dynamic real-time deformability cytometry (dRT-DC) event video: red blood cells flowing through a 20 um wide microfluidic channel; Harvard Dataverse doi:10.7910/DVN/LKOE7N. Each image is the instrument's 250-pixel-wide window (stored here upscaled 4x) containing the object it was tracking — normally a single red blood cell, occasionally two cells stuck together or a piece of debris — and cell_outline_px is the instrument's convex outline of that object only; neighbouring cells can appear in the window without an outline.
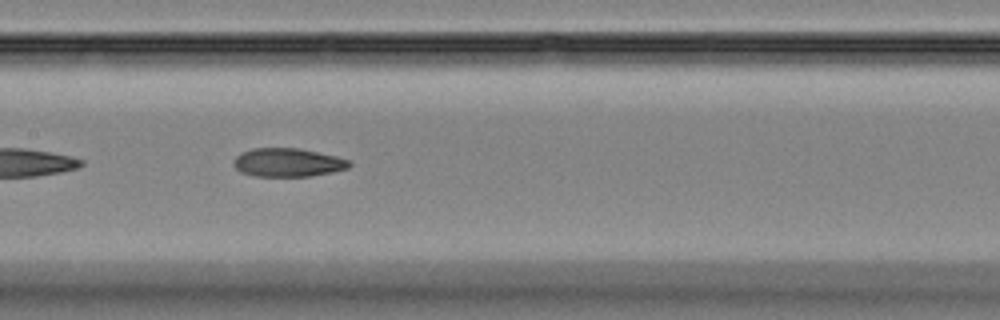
{"species": "Egyptian fruit bat (a non-hibernating species)", "species_latin": "Rousettus aegyptiacus", "temperature_condition": "room temperature", "stored_images_in_passage": 38, "segment_of_instrument_passage": [2, 2], "camera_frame_rate_fps": 3000, "um_per_image_px": 0.085, "animal": {"sex": "female"}, "frame": {"image": 1, "passage_image": 18, "time_ms": 5.667, "image_size_px": [1000, 320], "cell_outline_px": [[352, 164], [348, 168], [332, 172], [312, 176], [256, 176], [240, 172], [232, 164], [232, 160], [240, 152], [252, 148], [300, 148], [336, 156], [348, 160]], "centroid_in_image_um": [24.43, 13.8], "position_along_channel_um": 183.0, "area_um2": 19.36}}
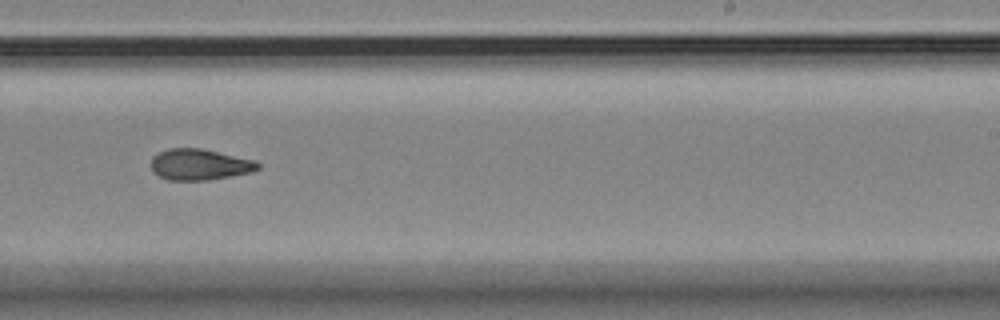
{"frame": {"image": 2, "passage_image": 25, "time_ms": 8.0, "image_size_px": [1000, 320], "cell_outline_px": [[260, 168], [252, 172], [208, 180], [168, 180], [152, 172], [152, 156], [168, 148], [200, 148], [256, 160], [260, 164]], "centroid_in_image_um": [16.98, 13.98], "position_along_channel_um": 272.0, "area_um2": 19.36}}
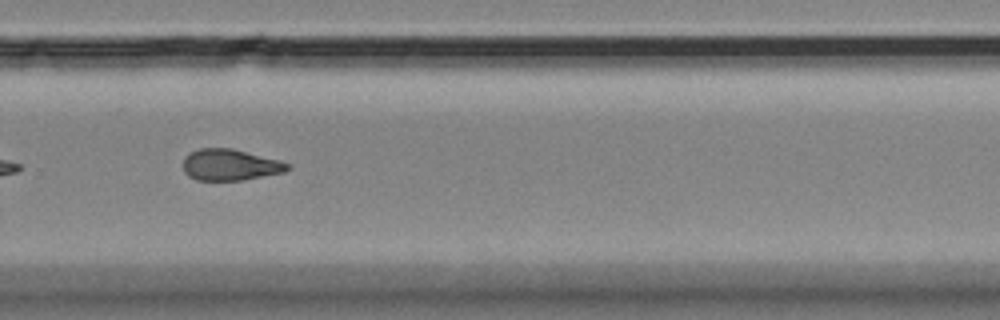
{"frame": {"image": 3, "passage_image": 28, "time_ms": 9.0, "image_size_px": [1000, 320], "cell_outline_px": [[292, 168], [284, 172], [240, 180], [196, 180], [188, 176], [184, 172], [184, 156], [188, 152], [200, 148], [232, 148], [280, 160], [288, 164]], "centroid_in_image_um": [19.54, 14.0], "position_along_channel_um": 310.3, "area_um2": 19.07}}